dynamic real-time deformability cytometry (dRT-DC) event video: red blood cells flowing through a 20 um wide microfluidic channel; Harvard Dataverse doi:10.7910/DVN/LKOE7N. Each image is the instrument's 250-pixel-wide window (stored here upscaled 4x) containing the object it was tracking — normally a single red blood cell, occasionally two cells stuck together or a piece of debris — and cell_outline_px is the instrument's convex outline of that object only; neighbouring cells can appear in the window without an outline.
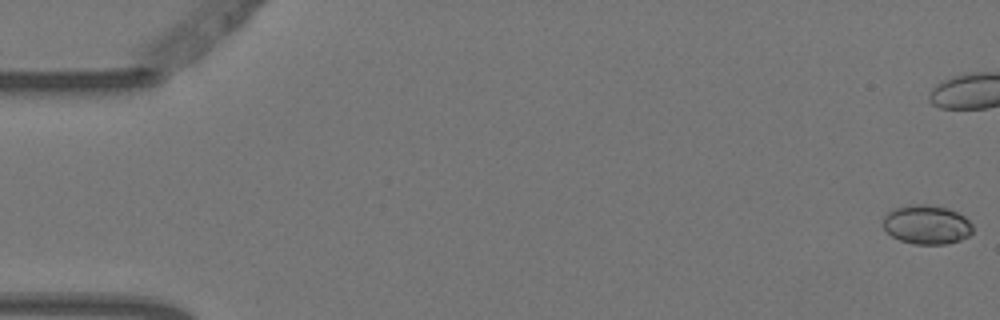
{"species": "Egyptian fruit bat (a non-hibernating species)", "species_latin": "Rousettus aegyptiacus", "temperature_condition": "warm", "stored_images_in_passage": 6, "camera_frame_rate_fps": 3000, "um_per_image_px": 0.085, "animal": {"sex": "female"}, "frame": {"image": 1, "passage_image": 1, "time_ms": 0.0, "image_size_px": [1000, 320], "cell_outline_px": [[972, 232], [968, 236], [960, 240], [944, 244], [912, 244], [900, 240], [892, 236], [884, 228], [884, 216], [892, 208], [908, 204], [928, 204], [948, 208], [964, 216], [972, 224]], "centroid_in_image_um": [78.76, 19.08], "position_along_channel_um": 6.2, "area_um2": 20.52}}
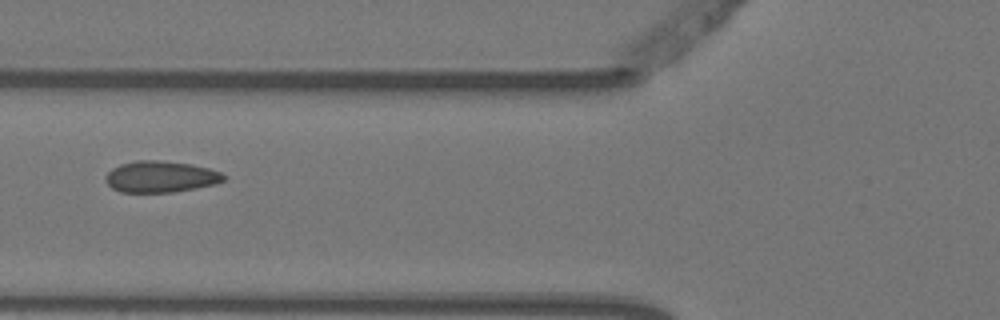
{"frame": {"image": 2, "passage_image": 4, "time_ms": 1.0, "image_size_px": [1000, 320], "cell_outline_px": [[224, 180], [212, 184], [196, 188], [172, 192], [120, 192], [112, 188], [108, 184], [104, 176], [112, 168], [120, 164], [136, 160], [156, 160], [192, 164], [208, 168], [220, 172], [224, 176]], "centroid_in_image_um": [13.6, 15.01], "position_along_channel_um": 112.2, "area_um2": 21.44}}
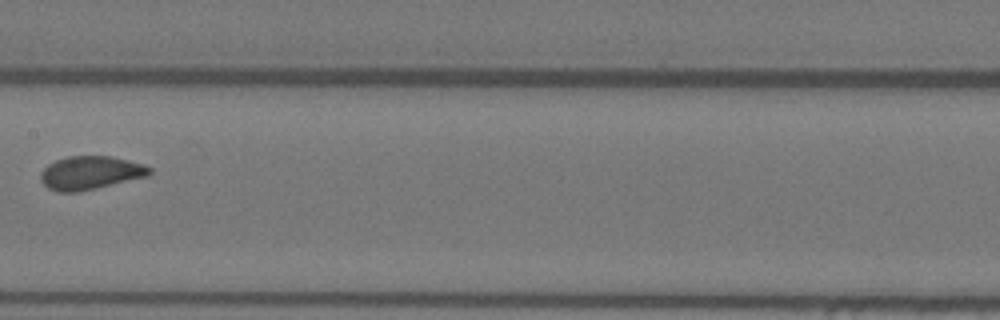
{"frame": {"image": 3, "passage_image": 6, "time_ms": 1.667, "image_size_px": [1000, 320], "cell_outline_px": [[152, 172], [148, 176], [80, 192], [56, 192], [48, 188], [40, 180], [40, 172], [48, 164], [56, 160], [68, 156], [112, 156], [128, 160], [152, 168]], "centroid_in_image_um": [7.66, 14.7], "position_along_channel_um": 199.7, "area_um2": 21.27}}